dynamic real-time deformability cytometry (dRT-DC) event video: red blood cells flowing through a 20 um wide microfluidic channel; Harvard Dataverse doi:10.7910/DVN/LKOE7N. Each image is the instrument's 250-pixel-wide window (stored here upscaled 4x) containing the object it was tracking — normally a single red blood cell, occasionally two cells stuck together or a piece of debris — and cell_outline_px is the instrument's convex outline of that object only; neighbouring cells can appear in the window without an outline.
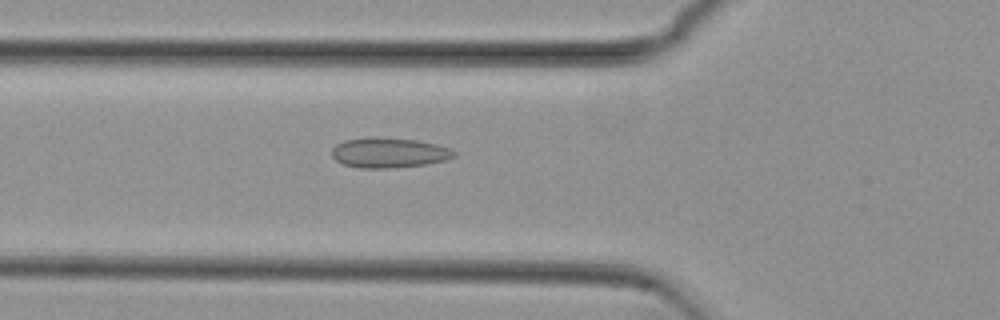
{"species": "common noctule bat (a hibernating species)", "species_latin": "Nyctalus noctula", "temperature_condition": "cold", "stored_images_in_passage": 53, "camera_frame_rate_fps": 3000, "um_per_image_px": 0.085, "animal": {"sex": "female", "body_mass_g": 29.2, "forearm_length_mm": 56.3}, "frame": {"image": 1, "passage_image": 18, "time_ms": 5.667, "image_size_px": [1000, 320], "cell_outline_px": [[456, 156], [444, 160], [424, 164], [388, 168], [360, 168], [344, 164], [336, 160], [332, 156], [332, 148], [336, 144], [344, 140], [368, 136], [416, 140], [436, 144], [448, 148], [456, 152]], "centroid_in_image_um": [33.02, 12.97], "position_along_channel_um": 92.8, "area_um2": 21.33}}
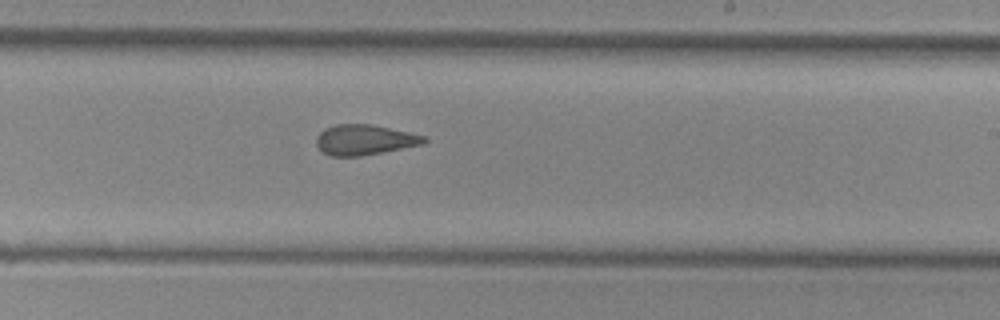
{"frame": {"image": 2, "passage_image": 31, "time_ms": 10.0, "image_size_px": [1000, 320], "cell_outline_px": [[428, 140], [424, 144], [384, 152], [360, 156], [328, 156], [316, 144], [316, 136], [324, 128], [336, 124], [372, 124], [428, 136]], "centroid_in_image_um": [31.02, 11.88], "position_along_channel_um": 258.0, "area_um2": 19.25}}
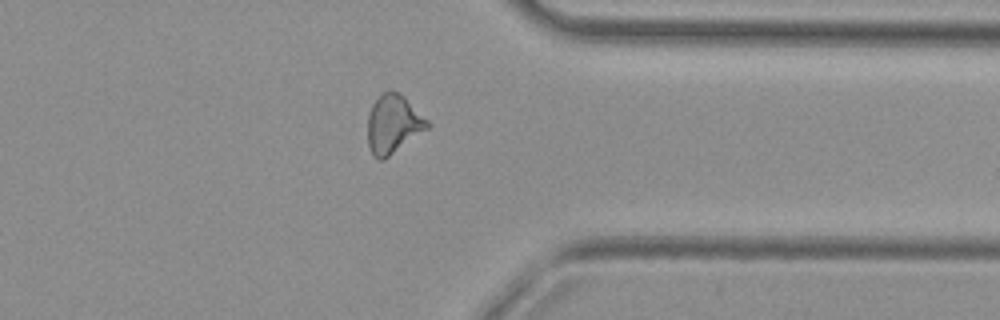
{"frame": {"image": 3, "passage_image": 41, "time_ms": 13.333, "image_size_px": [1000, 320], "cell_outline_px": [[428, 128], [384, 160], [376, 160], [372, 156], [368, 144], [368, 116], [372, 104], [388, 88], [392, 88], [404, 96], [428, 120]], "centroid_in_image_um": [33.4, 10.55], "position_along_channel_um": 378.0, "area_um2": 20.4}, "authors_computed_cell_mechanics": {"area_um2": 20.4034, "velocity_mm_per_s": 3.8085, "shape_relaxation_time_tau1_ms": null, "shape_relaxation_time_tau2_ms": 2.7081, "deformation_change_tau1": null, "deformation_change_tau2": 0.0947}}